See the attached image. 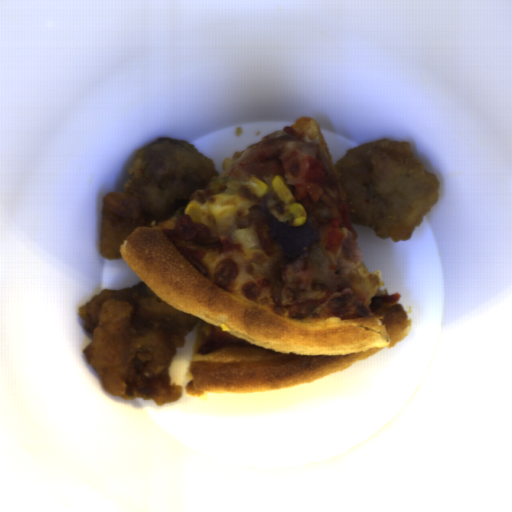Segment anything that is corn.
Masks as SVG:
<instances>
[{
  "instance_id": "51d56268",
  "label": "corn",
  "mask_w": 512,
  "mask_h": 512,
  "mask_svg": "<svg viewBox=\"0 0 512 512\" xmlns=\"http://www.w3.org/2000/svg\"><path fill=\"white\" fill-rule=\"evenodd\" d=\"M237 205L235 198L216 195L209 200V207L201 206L192 200L185 207L184 213L189 215L194 223L200 224L235 213Z\"/></svg>"
},
{
  "instance_id": "f1292c28",
  "label": "corn",
  "mask_w": 512,
  "mask_h": 512,
  "mask_svg": "<svg viewBox=\"0 0 512 512\" xmlns=\"http://www.w3.org/2000/svg\"><path fill=\"white\" fill-rule=\"evenodd\" d=\"M271 187L284 201V206L292 215V224L301 226L307 221V212L304 206L295 202L294 196L281 176H276L271 182Z\"/></svg>"
},
{
  "instance_id": "5cfa1b94",
  "label": "corn",
  "mask_w": 512,
  "mask_h": 512,
  "mask_svg": "<svg viewBox=\"0 0 512 512\" xmlns=\"http://www.w3.org/2000/svg\"><path fill=\"white\" fill-rule=\"evenodd\" d=\"M248 183L256 196H262L268 190L266 184L263 181H261L258 177L250 178Z\"/></svg>"
}]
</instances>
